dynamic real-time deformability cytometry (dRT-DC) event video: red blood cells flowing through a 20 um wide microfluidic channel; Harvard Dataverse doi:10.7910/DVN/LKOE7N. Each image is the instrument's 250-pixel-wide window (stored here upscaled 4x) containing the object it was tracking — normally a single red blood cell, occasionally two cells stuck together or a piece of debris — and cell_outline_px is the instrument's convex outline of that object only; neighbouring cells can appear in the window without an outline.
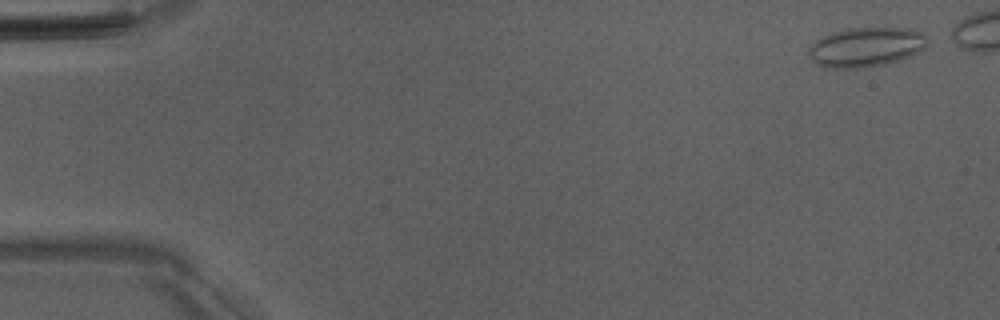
{"species": "Egyptian fruit bat (a non-hibernating species)", "species_latin": "Rousettus aegyptiacus", "temperature_condition": "room temperature", "stored_images_in_passage": 44, "camera_frame_rate_fps": 3000, "um_per_image_px": 0.085, "animal": {"sex": "male"}, "frame": {"image": 1, "passage_image": 1, "time_ms": 0.0, "image_size_px": [1000, 320], "cell_outline_px": [[928, 44], [924, 48], [912, 56], [884, 64], [864, 68], [824, 68], [816, 64], [812, 60], [808, 52], [808, 48], [816, 40], [832, 32], [844, 28], [912, 28], [928, 36]], "centroid_in_image_um": [73.62, 4.0], "position_along_channel_um": 11.4, "area_um2": 27.63}}
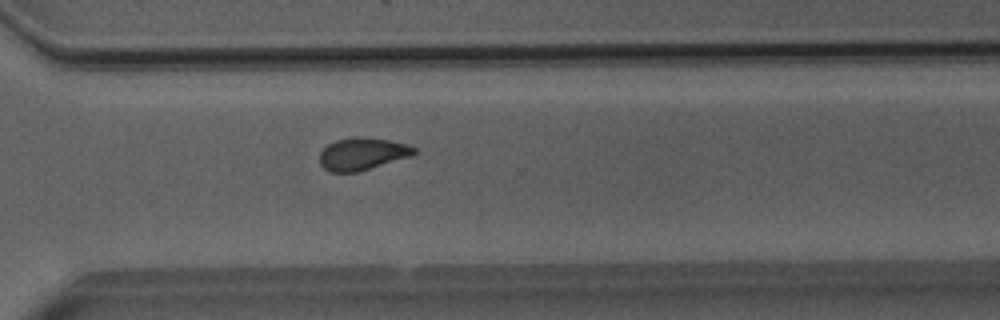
{"frame": {"image": 2, "passage_image": 36, "time_ms": 11.667, "image_size_px": [1000, 320], "cell_outline_px": [[416, 152], [412, 156], [356, 172], [332, 172], [324, 168], [320, 164], [320, 152], [328, 144], [336, 140], [388, 140], [408, 144], [416, 148]], "centroid_in_image_um": [30.81, 13.13], "position_along_channel_um": 339.8, "area_um2": 16.94}}
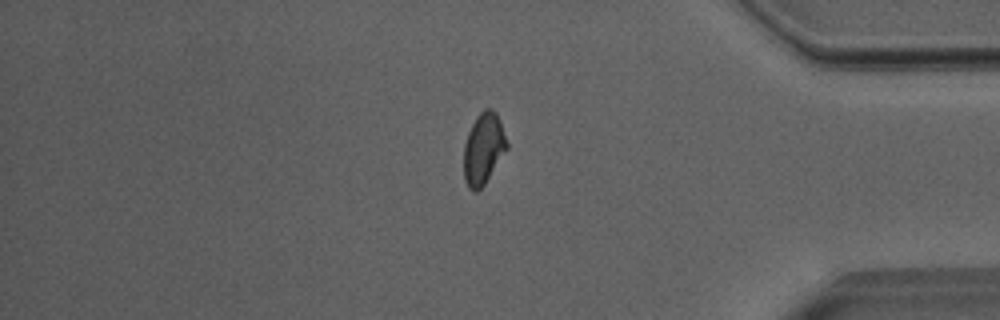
{"frame": {"image": 3, "passage_image": 42, "time_ms": 13.667, "image_size_px": [1000, 320], "cell_outline_px": [[508, 148], [484, 184], [476, 192], [472, 192], [468, 188], [464, 180], [464, 144], [468, 132], [476, 116], [484, 108], [492, 108], [496, 112], [500, 120], [508, 144]], "centroid_in_image_um": [41.09, 12.62], "position_along_channel_um": 394.1, "area_um2": 17.98}}